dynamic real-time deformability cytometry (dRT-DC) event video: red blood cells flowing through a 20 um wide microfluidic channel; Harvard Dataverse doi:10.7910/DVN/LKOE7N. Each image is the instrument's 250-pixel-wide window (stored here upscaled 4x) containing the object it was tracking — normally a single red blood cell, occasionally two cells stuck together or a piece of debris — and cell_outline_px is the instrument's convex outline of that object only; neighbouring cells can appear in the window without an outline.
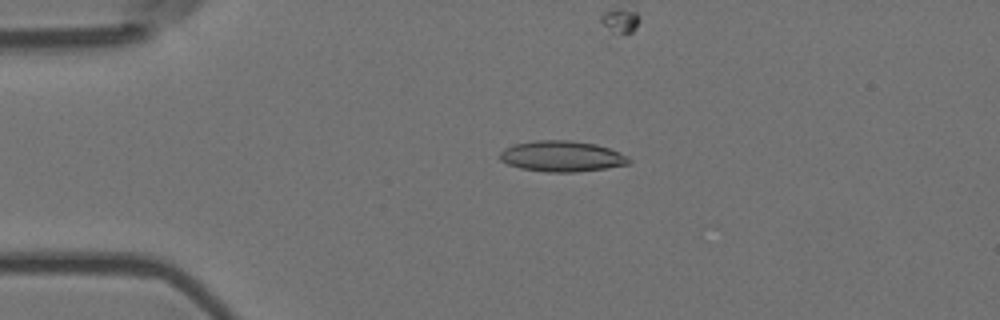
{"species": "Egyptian fruit bat (a non-hibernating species)", "species_latin": "Rousettus aegyptiacus", "temperature_condition": "room temperature", "stored_images_in_passage": 57, "camera_frame_rate_fps": 3000, "um_per_image_px": 0.085, "animal": {"sex": "female"}, "frame": {"image": 1, "passage_image": 13, "time_ms": 4.0, "image_size_px": [1000, 320], "cell_outline_px": [[632, 164], [576, 172], [548, 172], [520, 168], [508, 164], [500, 160], [500, 152], [504, 148], [516, 144], [536, 140], [568, 140], [596, 144], [620, 152], [628, 156], [632, 160]], "centroid_in_image_um": [47.79, 13.28], "position_along_channel_um": 37.2, "area_um2": 23.18}}
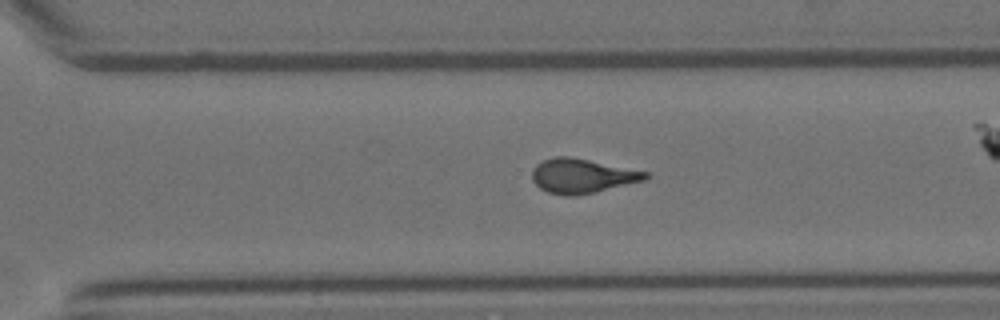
{"frame": {"image": 2, "passage_image": 39, "time_ms": 12.667, "image_size_px": [1000, 320], "cell_outline_px": [[648, 176], [644, 180], [596, 192], [576, 196], [564, 196], [548, 192], [540, 188], [532, 180], [532, 168], [536, 164], [544, 160], [556, 156], [568, 156], [648, 172]], "centroid_in_image_um": [49.43, 14.96], "position_along_channel_um": 321.2, "area_um2": 22.54}}
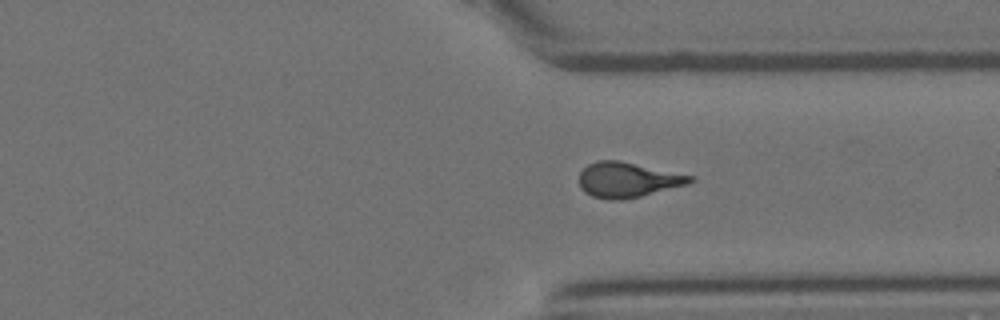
{"frame": {"image": 3, "passage_image": 42, "time_ms": 13.667, "image_size_px": [1000, 320], "cell_outline_px": [[696, 180], [688, 184], [640, 196], [620, 200], [612, 200], [592, 196], [584, 192], [580, 188], [580, 172], [588, 164], [596, 160], [620, 160], [696, 176]], "centroid_in_image_um": [53.38, 15.27], "position_along_channel_um": 358.0, "area_um2": 22.83}, "authors_computed_cell_mechanics": {"area_um2": 22.1952, "velocity_mm_per_s": 3.668, "shape_relaxation_time_tau1_ms": null, "shape_relaxation_time_tau2_ms": 1.6247, "deformation_change_tau1": null, "deformation_change_tau2": 0.1042}}